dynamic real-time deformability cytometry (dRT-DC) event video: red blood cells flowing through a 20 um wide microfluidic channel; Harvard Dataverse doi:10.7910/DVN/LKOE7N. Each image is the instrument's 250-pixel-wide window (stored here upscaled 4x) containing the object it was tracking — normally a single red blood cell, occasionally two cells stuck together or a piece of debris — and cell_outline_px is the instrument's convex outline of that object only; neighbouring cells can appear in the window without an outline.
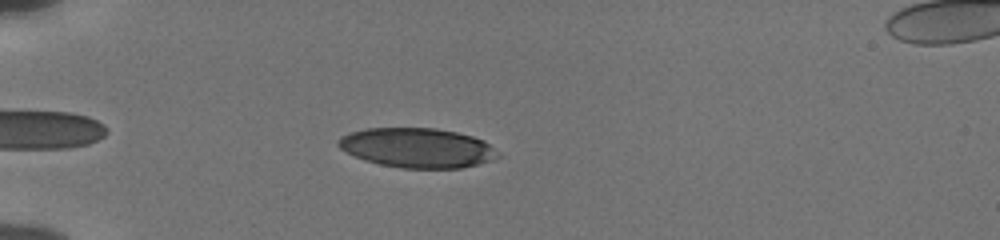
{"species": "human", "species_latin": "Homo sapiens", "temperature_condition": "cold", "stored_images_in_passage": 40, "camera_frame_rate_fps": 3000, "um_per_image_px": 0.085, "donor": {"sex": "male"}, "frame": {"image": 1, "passage_image": 6, "time_ms": 1.667, "image_size_px": [1000, 240], "cell_outline_px": [[500, 156], [492, 160], [460, 168], [400, 168], [380, 164], [364, 160], [340, 148], [336, 144], [336, 140], [340, 136], [348, 132], [364, 128], [436, 128], [456, 132], [472, 136], [484, 140]], "centroid_in_image_um": [35.41, 12.55], "position_along_channel_um": 49.6, "area_um2": 36.82}}
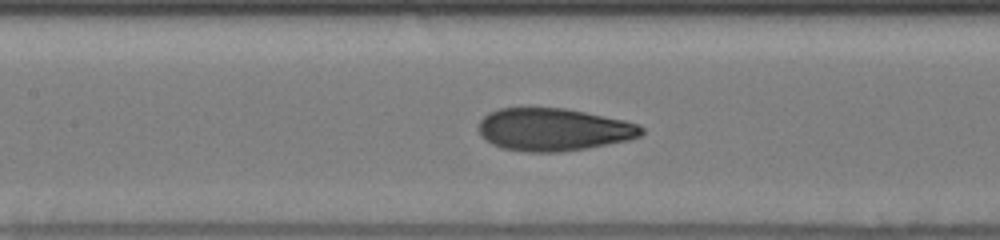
{"frame": {"image": 2, "passage_image": 17, "time_ms": 5.333, "image_size_px": [1000, 240], "cell_outline_px": [[644, 132], [640, 136], [632, 140], [588, 148], [560, 152], [528, 152], [504, 148], [492, 144], [484, 140], [480, 136], [476, 128], [480, 120], [488, 112], [500, 108], [564, 108], [624, 120], [640, 124], [644, 128]], "centroid_in_image_um": [47.04, 11.02], "position_along_channel_um": 160.4, "area_um2": 40.86}}
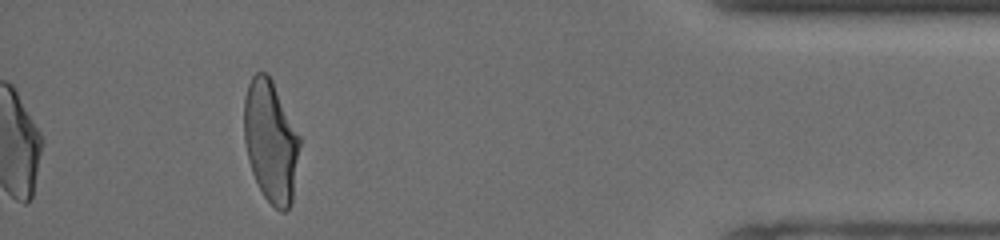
{"frame": {"image": 3, "passage_image": 40, "time_ms": 13.0, "image_size_px": [1000, 240], "cell_outline_px": [[300, 144], [292, 200], [288, 208], [284, 212], [280, 212], [264, 196], [252, 172], [248, 160], [244, 140], [244, 96], [248, 84], [252, 76], [256, 72], [268, 72], [300, 136]], "centroid_in_image_um": [23.0, 11.98], "position_along_channel_um": 412.2, "area_um2": 39.36}, "authors_computed_cell_mechanics": {"area_um2": 39.8242, "velocity_mm_per_s": 3.8469, "shape_relaxation_time_tau1_ms": 3.701, "shape_relaxation_time_tau2_ms": 1.078, "deformation_change_tau1": 0.1787, "deformation_change_tau2": 0.0792}}